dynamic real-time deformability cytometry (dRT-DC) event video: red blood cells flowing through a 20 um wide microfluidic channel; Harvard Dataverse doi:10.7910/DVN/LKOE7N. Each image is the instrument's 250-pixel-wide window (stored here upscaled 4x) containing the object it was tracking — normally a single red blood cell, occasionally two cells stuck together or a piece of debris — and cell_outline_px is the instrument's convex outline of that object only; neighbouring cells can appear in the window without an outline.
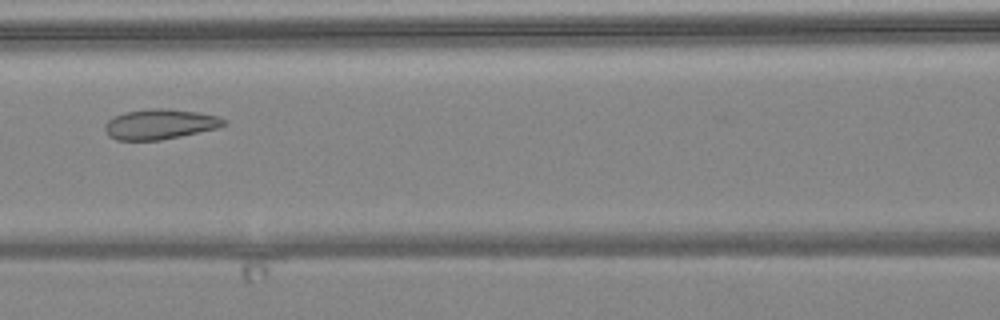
{"species": "common noctule bat (a hibernating species)", "species_latin": "Nyctalus noctula", "temperature_condition": "warm", "stored_images_in_passage": 6, "camera_frame_rate_fps": 3000, "um_per_image_px": 0.085, "animal": {"sex": "female", "body_mass_g": 24.6, "forearm_length_mm": 56.2}, "frame": {"image": 1, "passage_image": 6, "time_ms": 6.0, "image_size_px": [1000, 320], "cell_outline_px": [[228, 124], [216, 128], [160, 140], [116, 140], [108, 136], [104, 128], [104, 124], [108, 120], [124, 112], [156, 108], [168, 108], [200, 112], [216, 116], [224, 120]], "centroid_in_image_um": [13.56, 10.55], "position_along_channel_um": 153.0, "area_um2": 20.75}}